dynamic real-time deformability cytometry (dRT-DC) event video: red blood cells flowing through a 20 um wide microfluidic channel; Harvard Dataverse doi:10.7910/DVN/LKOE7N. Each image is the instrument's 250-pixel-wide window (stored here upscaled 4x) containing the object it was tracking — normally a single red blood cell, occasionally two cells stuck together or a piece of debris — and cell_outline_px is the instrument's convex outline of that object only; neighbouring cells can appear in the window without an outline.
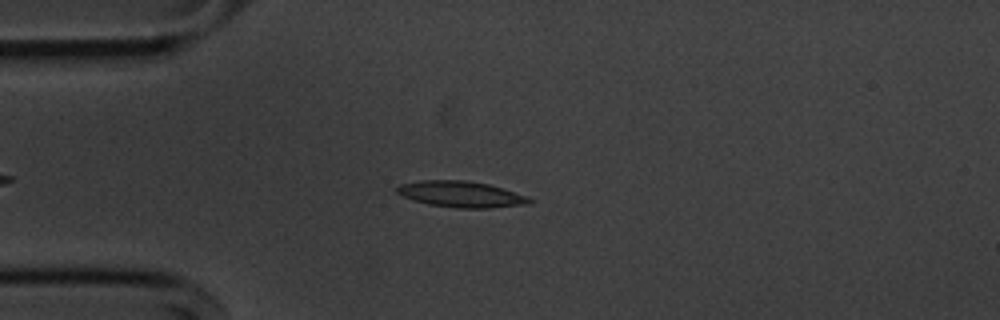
{"species": "common noctule bat (a hibernating species)", "species_latin": "Nyctalus noctula", "temperature_condition": "cold", "stored_images_in_passage": 48, "camera_frame_rate_fps": 3000, "um_per_image_px": 0.085, "animal": {"sex": "male", "body_mass_g": 20.1, "forearm_length_mm": 53.5}, "frame": {"image": 1, "passage_image": 11, "time_ms": 3.333, "image_size_px": [1000, 320], "cell_outline_px": [[532, 200], [528, 204], [488, 208], [456, 208], [428, 204], [404, 196], [396, 192], [396, 188], [400, 184], [420, 180], [468, 180], [488, 184], [528, 196]], "centroid_in_image_um": [39.19, 16.5], "position_along_channel_um": 45.8, "area_um2": 20.0}}
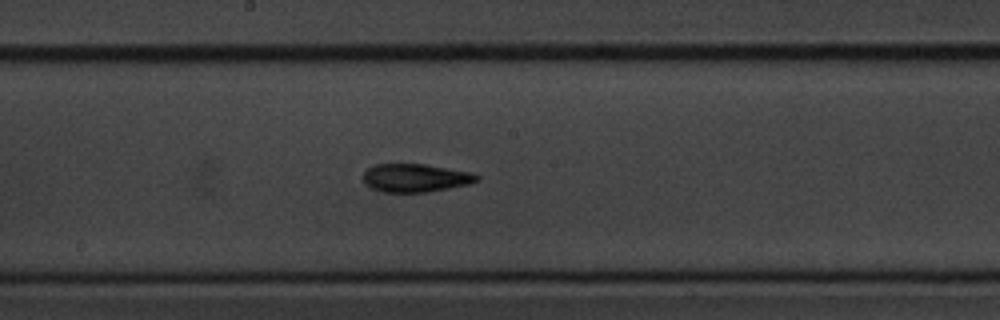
{"frame": {"image": 2, "passage_image": 26, "time_ms": 8.333, "image_size_px": [1000, 320], "cell_outline_px": [[480, 180], [468, 184], [428, 192], [380, 192], [364, 184], [364, 172], [368, 168], [376, 164], [424, 164], [468, 172], [480, 176]], "centroid_in_image_um": [35.28, 15.13], "position_along_channel_um": 212.9, "area_um2": 18.55}}
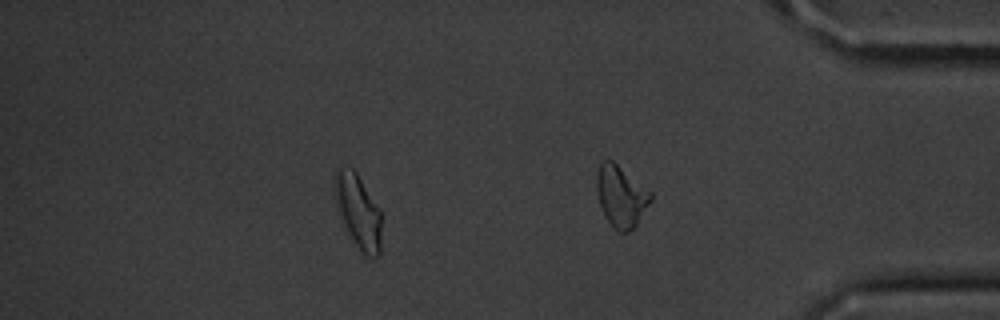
{"frame": {"image": 3, "passage_image": 41, "time_ms": 13.333, "image_size_px": [1000, 320], "cell_outline_px": [[380, 256], [364, 256], [360, 252], [344, 224], [336, 204], [332, 184], [332, 180], [336, 168], [340, 164], [352, 168], [356, 172], [380, 208]], "centroid_in_image_um": [30.4, 17.88], "position_along_channel_um": 404.8, "area_um2": 20.35}, "authors_computed_cell_mechanics": {"area_um2": 18.6983, "velocity_mm_per_s": 3.632, "shape_relaxation_time_tau1_ms": 7.4811, "shape_relaxation_time_tau2_ms": 4.4846, "deformation_change_tau1": 0.1948, "deformation_change_tau2": 0.1267}}